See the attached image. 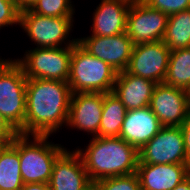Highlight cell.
Segmentation results:
<instances>
[{
    "label": "cell",
    "mask_w": 190,
    "mask_h": 190,
    "mask_svg": "<svg viewBox=\"0 0 190 190\" xmlns=\"http://www.w3.org/2000/svg\"><path fill=\"white\" fill-rule=\"evenodd\" d=\"M173 190H190V175L181 183H179Z\"/></svg>",
    "instance_id": "31"
},
{
    "label": "cell",
    "mask_w": 190,
    "mask_h": 190,
    "mask_svg": "<svg viewBox=\"0 0 190 190\" xmlns=\"http://www.w3.org/2000/svg\"><path fill=\"white\" fill-rule=\"evenodd\" d=\"M104 93H73L70 99L67 129L85 131L99 136ZM89 133V134H88Z\"/></svg>",
    "instance_id": "13"
},
{
    "label": "cell",
    "mask_w": 190,
    "mask_h": 190,
    "mask_svg": "<svg viewBox=\"0 0 190 190\" xmlns=\"http://www.w3.org/2000/svg\"><path fill=\"white\" fill-rule=\"evenodd\" d=\"M92 190H141V185L137 173H134L95 181Z\"/></svg>",
    "instance_id": "24"
},
{
    "label": "cell",
    "mask_w": 190,
    "mask_h": 190,
    "mask_svg": "<svg viewBox=\"0 0 190 190\" xmlns=\"http://www.w3.org/2000/svg\"><path fill=\"white\" fill-rule=\"evenodd\" d=\"M131 3L132 0H101L92 14L91 35L105 37L126 32Z\"/></svg>",
    "instance_id": "17"
},
{
    "label": "cell",
    "mask_w": 190,
    "mask_h": 190,
    "mask_svg": "<svg viewBox=\"0 0 190 190\" xmlns=\"http://www.w3.org/2000/svg\"><path fill=\"white\" fill-rule=\"evenodd\" d=\"M77 43L89 54L103 60L117 72L125 71L134 44L126 32L113 36L87 35L77 38Z\"/></svg>",
    "instance_id": "11"
},
{
    "label": "cell",
    "mask_w": 190,
    "mask_h": 190,
    "mask_svg": "<svg viewBox=\"0 0 190 190\" xmlns=\"http://www.w3.org/2000/svg\"><path fill=\"white\" fill-rule=\"evenodd\" d=\"M50 135L19 134V160L24 184L49 183L54 162L66 149L49 141Z\"/></svg>",
    "instance_id": "4"
},
{
    "label": "cell",
    "mask_w": 190,
    "mask_h": 190,
    "mask_svg": "<svg viewBox=\"0 0 190 190\" xmlns=\"http://www.w3.org/2000/svg\"><path fill=\"white\" fill-rule=\"evenodd\" d=\"M23 184L18 134L8 143H0V190H20Z\"/></svg>",
    "instance_id": "19"
},
{
    "label": "cell",
    "mask_w": 190,
    "mask_h": 190,
    "mask_svg": "<svg viewBox=\"0 0 190 190\" xmlns=\"http://www.w3.org/2000/svg\"><path fill=\"white\" fill-rule=\"evenodd\" d=\"M144 164H190L181 127L163 126L139 150V162Z\"/></svg>",
    "instance_id": "8"
},
{
    "label": "cell",
    "mask_w": 190,
    "mask_h": 190,
    "mask_svg": "<svg viewBox=\"0 0 190 190\" xmlns=\"http://www.w3.org/2000/svg\"><path fill=\"white\" fill-rule=\"evenodd\" d=\"M72 46L33 48L22 58L14 60L23 69L27 79H45L67 82L70 75Z\"/></svg>",
    "instance_id": "7"
},
{
    "label": "cell",
    "mask_w": 190,
    "mask_h": 190,
    "mask_svg": "<svg viewBox=\"0 0 190 190\" xmlns=\"http://www.w3.org/2000/svg\"><path fill=\"white\" fill-rule=\"evenodd\" d=\"M181 129L184 135V143L187 158L190 161V112L188 113L185 121L183 122Z\"/></svg>",
    "instance_id": "28"
},
{
    "label": "cell",
    "mask_w": 190,
    "mask_h": 190,
    "mask_svg": "<svg viewBox=\"0 0 190 190\" xmlns=\"http://www.w3.org/2000/svg\"><path fill=\"white\" fill-rule=\"evenodd\" d=\"M143 2L167 16L190 8V0H143Z\"/></svg>",
    "instance_id": "25"
},
{
    "label": "cell",
    "mask_w": 190,
    "mask_h": 190,
    "mask_svg": "<svg viewBox=\"0 0 190 190\" xmlns=\"http://www.w3.org/2000/svg\"><path fill=\"white\" fill-rule=\"evenodd\" d=\"M168 16L149 7L143 1H132L126 23V34L133 44L149 43L164 39Z\"/></svg>",
    "instance_id": "9"
},
{
    "label": "cell",
    "mask_w": 190,
    "mask_h": 190,
    "mask_svg": "<svg viewBox=\"0 0 190 190\" xmlns=\"http://www.w3.org/2000/svg\"><path fill=\"white\" fill-rule=\"evenodd\" d=\"M48 184L51 190H92V182L75 149L66 148L57 157Z\"/></svg>",
    "instance_id": "14"
},
{
    "label": "cell",
    "mask_w": 190,
    "mask_h": 190,
    "mask_svg": "<svg viewBox=\"0 0 190 190\" xmlns=\"http://www.w3.org/2000/svg\"><path fill=\"white\" fill-rule=\"evenodd\" d=\"M163 42L171 51L190 47V8L168 16Z\"/></svg>",
    "instance_id": "21"
},
{
    "label": "cell",
    "mask_w": 190,
    "mask_h": 190,
    "mask_svg": "<svg viewBox=\"0 0 190 190\" xmlns=\"http://www.w3.org/2000/svg\"><path fill=\"white\" fill-rule=\"evenodd\" d=\"M73 23V17H48L29 9L20 12L19 26L30 41L34 42L32 44H36L35 48L73 46L77 42V38L70 35L73 32Z\"/></svg>",
    "instance_id": "6"
},
{
    "label": "cell",
    "mask_w": 190,
    "mask_h": 190,
    "mask_svg": "<svg viewBox=\"0 0 190 190\" xmlns=\"http://www.w3.org/2000/svg\"><path fill=\"white\" fill-rule=\"evenodd\" d=\"M71 90L67 82L27 79L24 135H53L66 128Z\"/></svg>",
    "instance_id": "1"
},
{
    "label": "cell",
    "mask_w": 190,
    "mask_h": 190,
    "mask_svg": "<svg viewBox=\"0 0 190 190\" xmlns=\"http://www.w3.org/2000/svg\"><path fill=\"white\" fill-rule=\"evenodd\" d=\"M171 50L163 40L136 44L133 47L126 72L158 83H163Z\"/></svg>",
    "instance_id": "10"
},
{
    "label": "cell",
    "mask_w": 190,
    "mask_h": 190,
    "mask_svg": "<svg viewBox=\"0 0 190 190\" xmlns=\"http://www.w3.org/2000/svg\"><path fill=\"white\" fill-rule=\"evenodd\" d=\"M186 93L188 94L189 99H190V86H189L188 90L186 91Z\"/></svg>",
    "instance_id": "33"
},
{
    "label": "cell",
    "mask_w": 190,
    "mask_h": 190,
    "mask_svg": "<svg viewBox=\"0 0 190 190\" xmlns=\"http://www.w3.org/2000/svg\"><path fill=\"white\" fill-rule=\"evenodd\" d=\"M20 12L12 0H0V30L3 27L19 25Z\"/></svg>",
    "instance_id": "26"
},
{
    "label": "cell",
    "mask_w": 190,
    "mask_h": 190,
    "mask_svg": "<svg viewBox=\"0 0 190 190\" xmlns=\"http://www.w3.org/2000/svg\"><path fill=\"white\" fill-rule=\"evenodd\" d=\"M6 59L4 58H2L1 56H0V65L5 61Z\"/></svg>",
    "instance_id": "32"
},
{
    "label": "cell",
    "mask_w": 190,
    "mask_h": 190,
    "mask_svg": "<svg viewBox=\"0 0 190 190\" xmlns=\"http://www.w3.org/2000/svg\"><path fill=\"white\" fill-rule=\"evenodd\" d=\"M141 190H173L190 175V164L138 163Z\"/></svg>",
    "instance_id": "16"
},
{
    "label": "cell",
    "mask_w": 190,
    "mask_h": 190,
    "mask_svg": "<svg viewBox=\"0 0 190 190\" xmlns=\"http://www.w3.org/2000/svg\"><path fill=\"white\" fill-rule=\"evenodd\" d=\"M162 127L149 106L127 110L119 137L140 150Z\"/></svg>",
    "instance_id": "15"
},
{
    "label": "cell",
    "mask_w": 190,
    "mask_h": 190,
    "mask_svg": "<svg viewBox=\"0 0 190 190\" xmlns=\"http://www.w3.org/2000/svg\"><path fill=\"white\" fill-rule=\"evenodd\" d=\"M75 150L92 183L137 172L139 150L120 137H92L84 149L78 146Z\"/></svg>",
    "instance_id": "2"
},
{
    "label": "cell",
    "mask_w": 190,
    "mask_h": 190,
    "mask_svg": "<svg viewBox=\"0 0 190 190\" xmlns=\"http://www.w3.org/2000/svg\"><path fill=\"white\" fill-rule=\"evenodd\" d=\"M127 110L113 93H104L99 137H119Z\"/></svg>",
    "instance_id": "20"
},
{
    "label": "cell",
    "mask_w": 190,
    "mask_h": 190,
    "mask_svg": "<svg viewBox=\"0 0 190 190\" xmlns=\"http://www.w3.org/2000/svg\"><path fill=\"white\" fill-rule=\"evenodd\" d=\"M117 73L109 64L89 54L77 42L72 46L67 81L72 94L113 92Z\"/></svg>",
    "instance_id": "3"
},
{
    "label": "cell",
    "mask_w": 190,
    "mask_h": 190,
    "mask_svg": "<svg viewBox=\"0 0 190 190\" xmlns=\"http://www.w3.org/2000/svg\"><path fill=\"white\" fill-rule=\"evenodd\" d=\"M20 190H51L48 183H27L23 184Z\"/></svg>",
    "instance_id": "29"
},
{
    "label": "cell",
    "mask_w": 190,
    "mask_h": 190,
    "mask_svg": "<svg viewBox=\"0 0 190 190\" xmlns=\"http://www.w3.org/2000/svg\"><path fill=\"white\" fill-rule=\"evenodd\" d=\"M163 83L188 90L190 86V47L171 51Z\"/></svg>",
    "instance_id": "22"
},
{
    "label": "cell",
    "mask_w": 190,
    "mask_h": 190,
    "mask_svg": "<svg viewBox=\"0 0 190 190\" xmlns=\"http://www.w3.org/2000/svg\"><path fill=\"white\" fill-rule=\"evenodd\" d=\"M19 133L0 114V143H8Z\"/></svg>",
    "instance_id": "27"
},
{
    "label": "cell",
    "mask_w": 190,
    "mask_h": 190,
    "mask_svg": "<svg viewBox=\"0 0 190 190\" xmlns=\"http://www.w3.org/2000/svg\"><path fill=\"white\" fill-rule=\"evenodd\" d=\"M72 3V0H37L29 10L48 17H74L76 9Z\"/></svg>",
    "instance_id": "23"
},
{
    "label": "cell",
    "mask_w": 190,
    "mask_h": 190,
    "mask_svg": "<svg viewBox=\"0 0 190 190\" xmlns=\"http://www.w3.org/2000/svg\"><path fill=\"white\" fill-rule=\"evenodd\" d=\"M155 86L151 80L122 71L117 73L113 93L126 110L139 109L149 106Z\"/></svg>",
    "instance_id": "18"
},
{
    "label": "cell",
    "mask_w": 190,
    "mask_h": 190,
    "mask_svg": "<svg viewBox=\"0 0 190 190\" xmlns=\"http://www.w3.org/2000/svg\"><path fill=\"white\" fill-rule=\"evenodd\" d=\"M149 107L162 126L181 127L190 112V99L185 90L158 83Z\"/></svg>",
    "instance_id": "12"
},
{
    "label": "cell",
    "mask_w": 190,
    "mask_h": 190,
    "mask_svg": "<svg viewBox=\"0 0 190 190\" xmlns=\"http://www.w3.org/2000/svg\"><path fill=\"white\" fill-rule=\"evenodd\" d=\"M12 59L0 65V114L24 135L27 78L21 66Z\"/></svg>",
    "instance_id": "5"
},
{
    "label": "cell",
    "mask_w": 190,
    "mask_h": 190,
    "mask_svg": "<svg viewBox=\"0 0 190 190\" xmlns=\"http://www.w3.org/2000/svg\"><path fill=\"white\" fill-rule=\"evenodd\" d=\"M37 0H16V6L20 11L30 9Z\"/></svg>",
    "instance_id": "30"
}]
</instances>
